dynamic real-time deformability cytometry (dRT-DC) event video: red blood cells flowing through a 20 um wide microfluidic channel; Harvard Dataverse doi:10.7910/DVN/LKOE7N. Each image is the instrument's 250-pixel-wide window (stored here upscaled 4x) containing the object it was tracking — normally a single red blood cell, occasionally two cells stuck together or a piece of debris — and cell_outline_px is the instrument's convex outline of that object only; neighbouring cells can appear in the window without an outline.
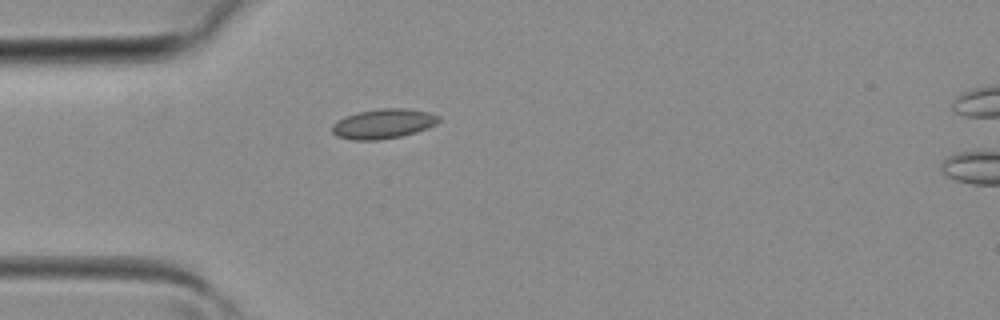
{"species": "common noctule bat (a hibernating species)", "species_latin": "Nyctalus noctula", "temperature_condition": "room temperature", "stored_images_in_passage": 8, "camera_frame_rate_fps": 3000, "um_per_image_px": 0.085, "animal": {"sex": "female", "body_mass_g": 19.3, "forearm_length_mm": 54.1}, "frame": {"image": 1, "passage_image": 1, "time_ms": 0.0, "image_size_px": [1000, 320], "cell_outline_px": [[440, 120], [436, 124], [428, 128], [416, 132], [400, 136], [380, 140], [352, 140], [336, 136], [332, 132], [332, 124], [344, 116], [356, 112], [380, 108], [408, 108], [428, 112], [440, 116]], "centroid_in_image_um": [32.57, 10.51], "position_along_channel_um": 52.4, "area_um2": 18.67}}
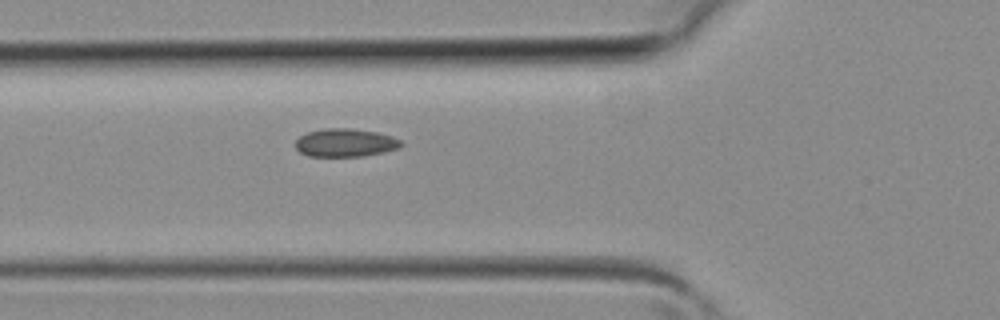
{"frame": {"image": 2, "passage_image": 4, "time_ms": 1.0, "image_size_px": [1000, 320], "cell_outline_px": [[404, 144], [400, 148], [384, 152], [364, 156], [308, 156], [300, 152], [296, 148], [296, 140], [300, 136], [308, 132], [324, 128], [352, 128], [376, 132], [392, 136], [400, 140]], "centroid_in_image_um": [29.37, 12.13], "position_along_channel_um": 96.4, "area_um2": 17.4}}
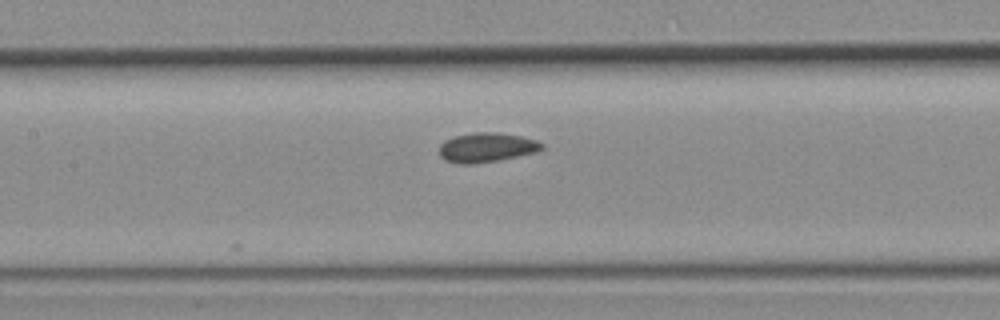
{"frame": {"image": 3, "passage_image": 8, "time_ms": 2.333, "image_size_px": [1000, 320], "cell_outline_px": [[544, 148], [536, 152], [500, 160], [472, 164], [456, 164], [444, 160], [440, 156], [440, 144], [444, 140], [456, 136], [476, 132], [496, 132], [520, 136], [536, 140], [544, 144]], "centroid_in_image_um": [41.35, 12.54], "position_along_channel_um": 166.0, "area_um2": 17.69}}